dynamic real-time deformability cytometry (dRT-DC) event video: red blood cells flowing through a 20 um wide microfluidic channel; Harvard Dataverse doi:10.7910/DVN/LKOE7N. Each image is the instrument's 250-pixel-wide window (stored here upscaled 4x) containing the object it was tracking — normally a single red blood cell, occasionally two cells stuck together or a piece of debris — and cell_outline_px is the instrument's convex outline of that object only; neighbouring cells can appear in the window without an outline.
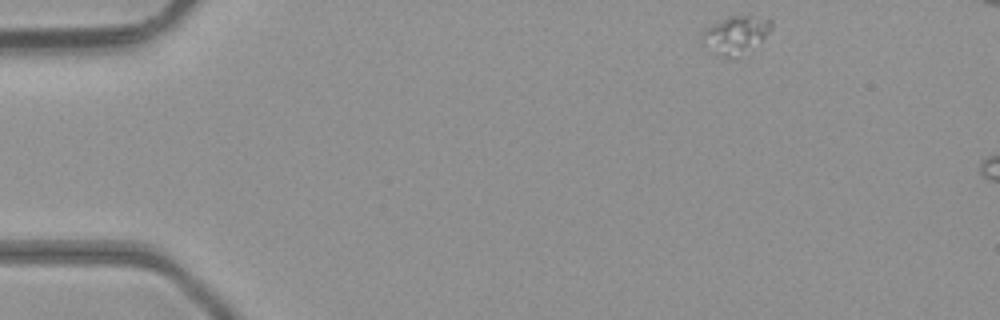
{"species": "common noctule bat (a hibernating species)", "species_latin": "Nyctalus noctula", "temperature_condition": "room temperature", "stored_images_in_passage": 6, "camera_frame_rate_fps": 3000, "um_per_image_px": 0.085, "animal": {"sex": "male", "body_mass_g": 23.1, "forearm_length_mm": 52.7}, "frame": {"image": 1, "passage_image": 1, "time_ms": 0.0, "image_size_px": [1000, 320], "cell_outline_px": [[772, 28], [760, 40], [728, 56], [724, 56], [716, 52], [700, 32], [704, 28], [732, 16], [752, 12], [772, 20]], "centroid_in_image_um": [62.62, 2.77], "position_along_channel_um": 22.4, "area_um2": 13.99}}